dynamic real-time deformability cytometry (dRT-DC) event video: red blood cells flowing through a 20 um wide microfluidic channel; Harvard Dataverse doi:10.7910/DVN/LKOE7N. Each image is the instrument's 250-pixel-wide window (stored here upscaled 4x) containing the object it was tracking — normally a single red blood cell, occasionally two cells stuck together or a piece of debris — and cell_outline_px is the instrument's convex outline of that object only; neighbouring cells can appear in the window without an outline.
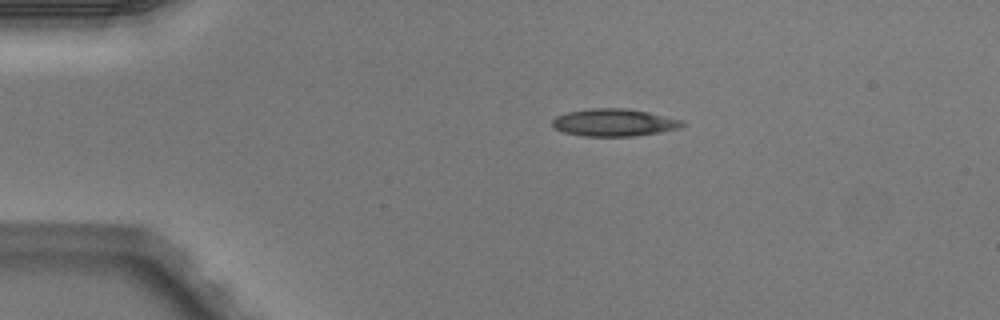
{"species": "Egyptian fruit bat (a non-hibernating species)", "species_latin": "Rousettus aegyptiacus", "temperature_condition": "warm", "stored_images_in_passage": 3, "camera_frame_rate_fps": 3000, "um_per_image_px": 0.085, "animal": {"sex": "male"}, "frame": {"image": 1, "passage_image": 1, "time_ms": 0.0, "image_size_px": [1000, 320], "cell_outline_px": [[684, 124], [680, 128], [660, 132], [632, 136], [580, 136], [564, 132], [552, 128], [552, 120], [556, 116], [568, 112], [588, 108], [624, 108], [648, 112], [684, 120]], "centroid_in_image_um": [52.17, 10.41], "position_along_channel_um": 32.8, "area_um2": 20.87}}
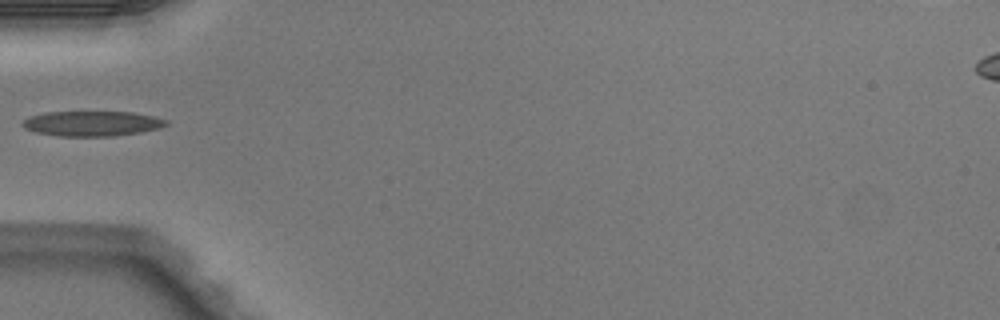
{"frame": {"image": 2, "passage_image": 3, "time_ms": 0.667, "image_size_px": [1000, 320], "cell_outline_px": [[168, 124], [160, 128], [140, 132], [112, 136], [60, 136], [36, 132], [24, 128], [20, 124], [24, 120], [32, 116], [44, 112], [132, 112], [156, 116], [168, 120]], "centroid_in_image_um": [7.85, 10.5], "position_along_channel_um": 77.1, "area_um2": 20.98}}